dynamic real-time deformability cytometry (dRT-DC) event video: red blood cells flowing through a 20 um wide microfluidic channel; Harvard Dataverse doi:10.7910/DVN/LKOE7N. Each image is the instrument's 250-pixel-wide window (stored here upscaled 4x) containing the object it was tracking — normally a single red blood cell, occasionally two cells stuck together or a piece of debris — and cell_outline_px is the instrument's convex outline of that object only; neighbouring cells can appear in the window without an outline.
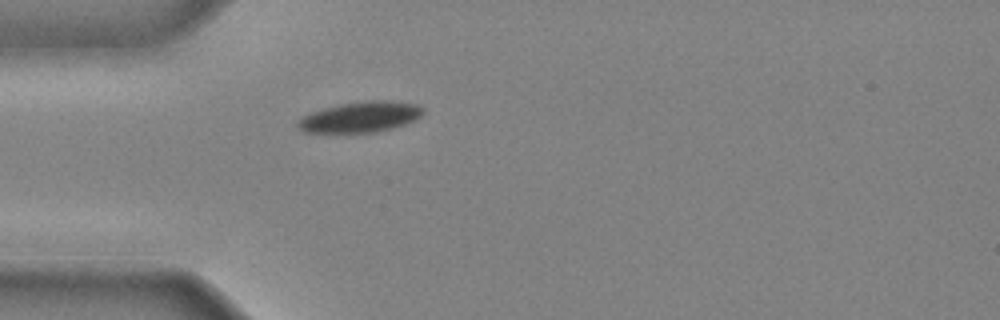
{"species": "common noctule bat (a hibernating species)", "species_latin": "Nyctalus noctula", "temperature_condition": "cold", "stored_images_in_passage": 27, "camera_frame_rate_fps": 3000, "um_per_image_px": 0.085, "animal": {"sex": "male", "body_mass_g": 20.4}, "frame": {"image": 1, "passage_image": 1, "time_ms": 0.0, "image_size_px": [1000, 320], "cell_outline_px": [[424, 112], [416, 120], [392, 128], [376, 132], [304, 132], [296, 128], [296, 120], [312, 112], [324, 108], [340, 104], [364, 100], [388, 100], [420, 104], [424, 108]], "centroid_in_image_um": [30.65, 9.93], "position_along_channel_um": 54.3, "area_um2": 22.54}}
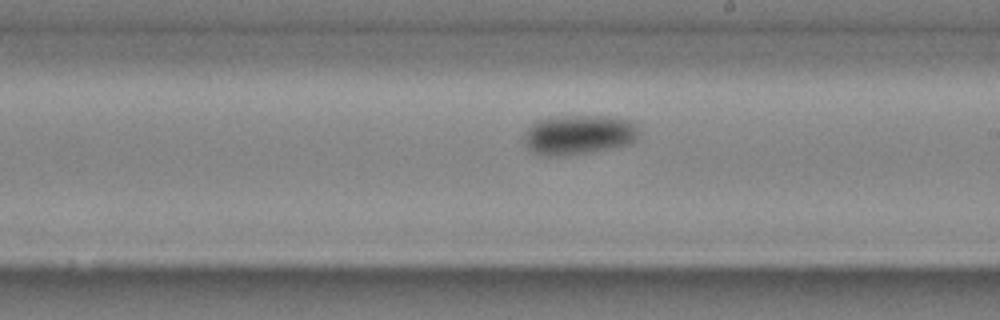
{"frame": {"image": 2, "passage_image": 14, "time_ms": 4.333, "image_size_px": [1000, 320], "cell_outline_px": [[636, 140], [632, 144], [592, 152], [552, 156], [544, 156], [532, 152], [524, 144], [524, 132], [536, 120], [560, 116], [608, 116], [632, 120], [636, 124]], "centroid_in_image_um": [49.18, 11.45], "position_along_channel_um": 239.8, "area_um2": 26.7}}
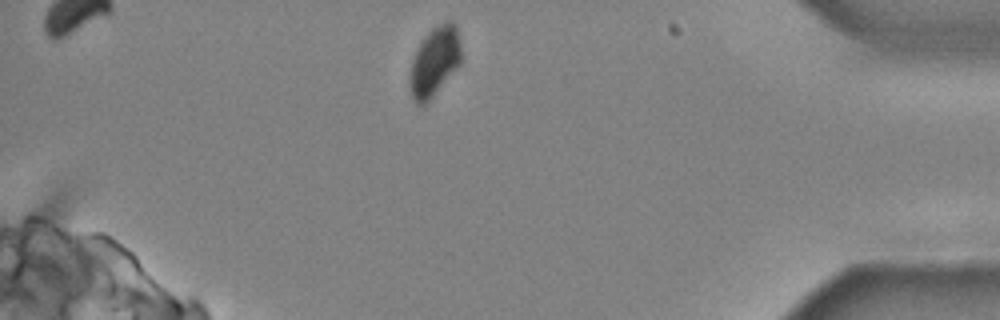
{"frame": {"image": 3, "passage_image": 27, "time_ms": 8.667, "image_size_px": [1000, 320], "cell_outline_px": [[460, 64], [432, 96], [424, 104], [416, 104], [412, 100], [408, 84], [408, 76], [412, 60], [416, 48], [424, 36], [432, 28], [444, 20], [452, 20], [456, 24], [460, 40]], "centroid_in_image_um": [36.9, 5.19], "position_along_channel_um": 398.3, "area_um2": 20.98}}